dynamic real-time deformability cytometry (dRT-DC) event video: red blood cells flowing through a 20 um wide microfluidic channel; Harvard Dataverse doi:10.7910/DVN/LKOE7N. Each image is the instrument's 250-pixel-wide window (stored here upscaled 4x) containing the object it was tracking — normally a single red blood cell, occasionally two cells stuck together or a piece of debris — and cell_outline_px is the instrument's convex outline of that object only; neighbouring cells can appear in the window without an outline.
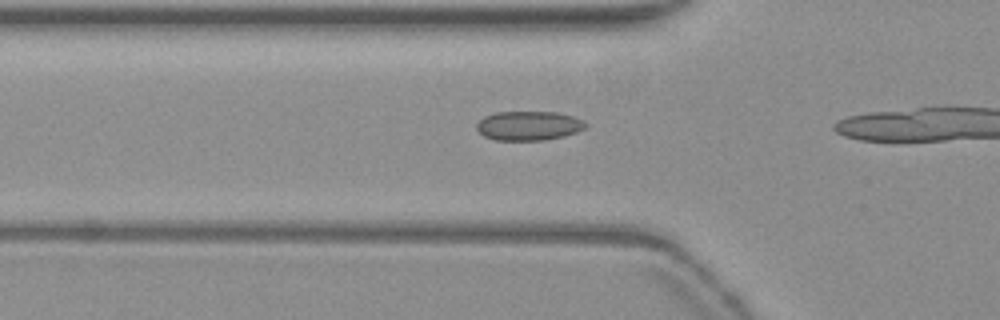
{"species": "common noctule bat (a hibernating species)", "species_latin": "Nyctalus noctula", "temperature_condition": "warm", "stored_images_in_passage": 6, "camera_frame_rate_fps": 3000, "um_per_image_px": 0.085, "animal": {"sex": "female", "body_mass_g": 19.3, "forearm_length_mm": 54.1}, "frame": {"image": 1, "passage_image": 2, "time_ms": 0.333, "image_size_px": [1000, 320], "cell_outline_px": [[588, 124], [584, 128], [576, 132], [564, 136], [544, 140], [496, 140], [484, 136], [476, 128], [476, 124], [484, 116], [496, 112], [556, 112], [572, 116], [584, 120]], "centroid_in_image_um": [44.94, 10.68], "position_along_channel_um": 80.9, "area_um2": 18.55}}
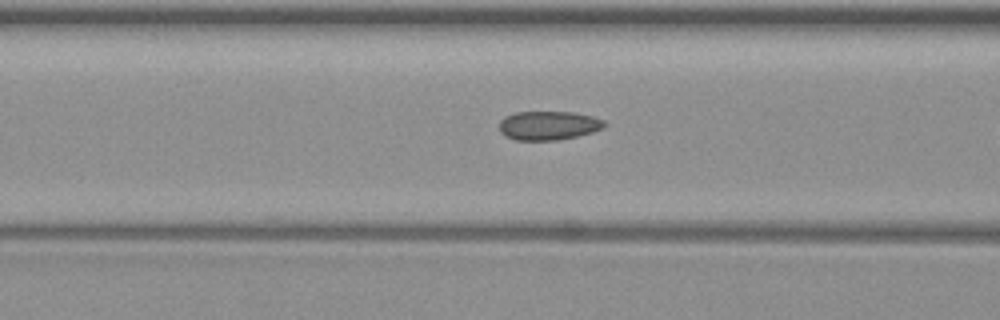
{"frame": {"image": 2, "passage_image": 5, "time_ms": 1.333, "image_size_px": [1000, 320], "cell_outline_px": [[608, 124], [592, 132], [560, 140], [516, 140], [500, 132], [500, 120], [504, 116], [516, 112], [576, 112], [592, 116], [604, 120]], "centroid_in_image_um": [46.63, 10.66], "position_along_channel_um": 120.0, "area_um2": 17.69}}